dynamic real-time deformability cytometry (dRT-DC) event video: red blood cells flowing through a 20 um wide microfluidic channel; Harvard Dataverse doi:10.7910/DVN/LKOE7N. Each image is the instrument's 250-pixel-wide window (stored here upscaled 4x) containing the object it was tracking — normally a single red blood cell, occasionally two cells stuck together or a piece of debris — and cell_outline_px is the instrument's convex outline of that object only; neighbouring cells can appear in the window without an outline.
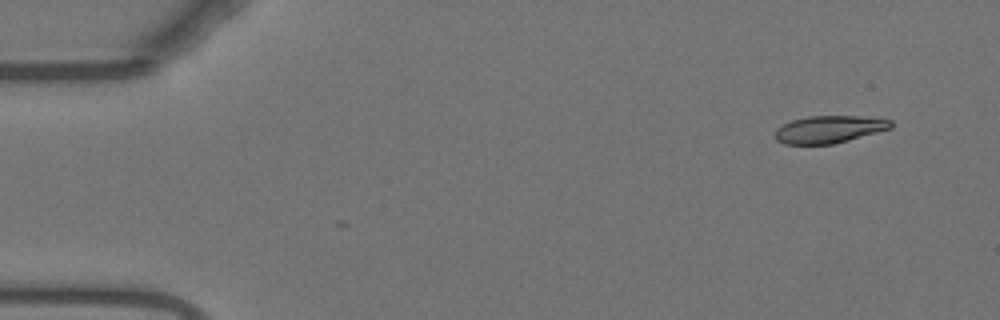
{"species": "Egyptian fruit bat (a non-hibernating species)", "species_latin": "Rousettus aegyptiacus", "temperature_condition": "warm", "stored_images_in_passage": 3, "camera_frame_rate_fps": 3000, "um_per_image_px": 0.085, "animal": {"sex": "female"}, "frame": {"image": 1, "passage_image": 1, "time_ms": 0.0, "image_size_px": [1000, 320], "cell_outline_px": [[892, 128], [848, 140], [832, 144], [784, 144], [776, 140], [772, 136], [776, 128], [792, 120], [808, 116], [856, 116], [892, 120]], "centroid_in_image_um": [70.42, 11.0], "position_along_channel_um": 14.6, "area_um2": 18.44}}